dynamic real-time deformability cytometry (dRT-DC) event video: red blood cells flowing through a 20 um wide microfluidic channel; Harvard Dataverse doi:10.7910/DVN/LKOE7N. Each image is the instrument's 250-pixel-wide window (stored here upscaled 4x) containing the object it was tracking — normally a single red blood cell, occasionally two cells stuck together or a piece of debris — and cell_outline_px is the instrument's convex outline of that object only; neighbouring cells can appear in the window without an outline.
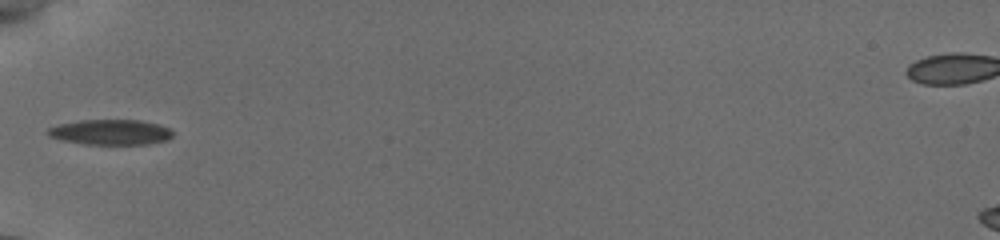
{"species": "common noctule bat (a hibernating species)", "species_latin": "Nyctalus noctula", "temperature_condition": "cold", "stored_images_in_passage": 42, "camera_frame_rate_fps": 3000, "um_per_image_px": 0.085, "animal": {"sex": "female", "body_mass_g": 19.5, "forearm_length_mm": 54.1}, "frame": {"image": 1, "passage_image": 1, "time_ms": 0.0, "image_size_px": [1000, 240], "cell_outline_px": [[172, 136], [164, 140], [148, 144], [84, 144], [64, 140], [48, 136], [48, 128], [56, 124], [80, 120], [140, 120], [160, 124], [168, 128], [172, 132]], "centroid_in_image_um": [9.37, 11.22], "position_along_channel_um": 75.6, "area_um2": 18.32}}
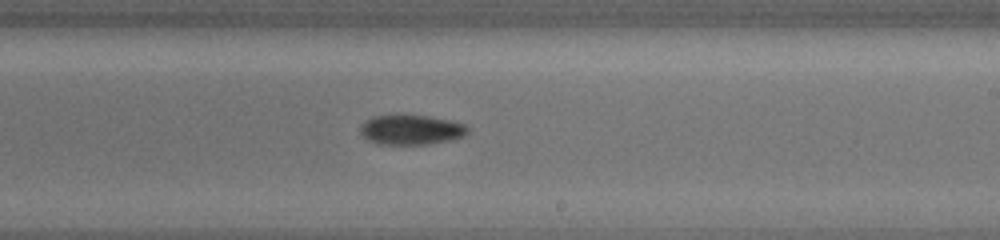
{"frame": {"image": 2, "passage_image": 19, "time_ms": 4.667, "image_size_px": [1000, 240], "cell_outline_px": [[468, 132], [464, 136], [448, 140], [428, 144], [380, 144], [368, 140], [360, 132], [360, 128], [372, 116], [428, 116], [448, 120], [464, 124], [468, 128]], "centroid_in_image_um": [34.96, 11.04], "position_along_channel_um": 254.0, "area_um2": 18.15}}
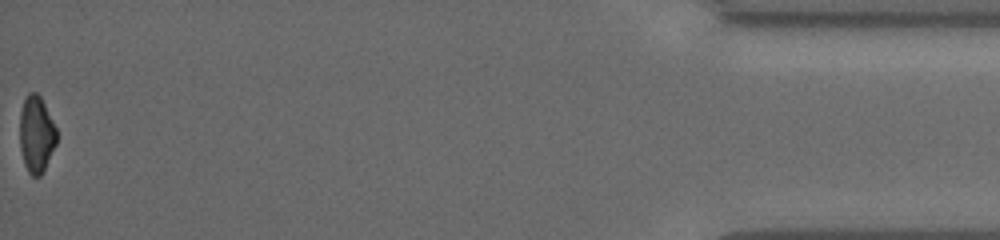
{"frame": {"image": 3, "passage_image": 42, "time_ms": 11.333, "image_size_px": [1000, 240], "cell_outline_px": [[56, 144], [40, 176], [32, 176], [28, 172], [24, 164], [20, 148], [20, 112], [24, 100], [28, 92], [36, 92], [40, 96], [56, 128]], "centroid_in_image_um": [3.07, 11.4], "position_along_channel_um": 432.1, "area_um2": 16.24}, "authors_computed_cell_mechanics": {"area_um2": 18.2937, "velocity_mm_per_s": 3.8627, "shape_relaxation_time_tau1_ms": 5.1159, "shape_relaxation_time_tau2_ms": null, "deformation_change_tau1": 0.1485, "deformation_change_tau2": null}}